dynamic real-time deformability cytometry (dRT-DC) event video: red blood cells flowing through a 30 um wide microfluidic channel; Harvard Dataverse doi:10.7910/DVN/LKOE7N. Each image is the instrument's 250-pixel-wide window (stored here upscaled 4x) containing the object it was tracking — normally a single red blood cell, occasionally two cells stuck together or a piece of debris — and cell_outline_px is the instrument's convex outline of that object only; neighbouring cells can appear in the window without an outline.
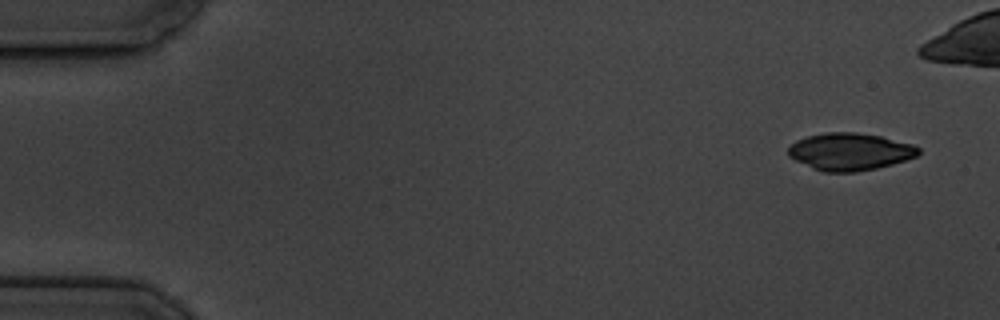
{"species": "common noctule bat (a hibernating species)", "species_latin": "Nyctalus noctula", "temperature_condition": "cold", "stored_images_in_passage": 6, "camera_frame_rate_fps": 3000, "um_per_image_px": 0.085, "animal": {"sex": "male", "body_mass_g": 19.5, "forearm_length_mm": 54.6}, "frame": {"image": 1, "passage_image": 1, "time_ms": 0.0, "image_size_px": [1000, 320], "cell_outline_px": [[920, 152], [916, 156], [892, 164], [876, 168], [856, 172], [824, 172], [812, 168], [788, 156], [788, 148], [796, 140], [808, 136], [824, 132], [856, 132], [880, 136], [912, 144], [920, 148]], "centroid_in_image_um": [72.23, 12.89], "position_along_channel_um": 12.8, "area_um2": 28.21}}